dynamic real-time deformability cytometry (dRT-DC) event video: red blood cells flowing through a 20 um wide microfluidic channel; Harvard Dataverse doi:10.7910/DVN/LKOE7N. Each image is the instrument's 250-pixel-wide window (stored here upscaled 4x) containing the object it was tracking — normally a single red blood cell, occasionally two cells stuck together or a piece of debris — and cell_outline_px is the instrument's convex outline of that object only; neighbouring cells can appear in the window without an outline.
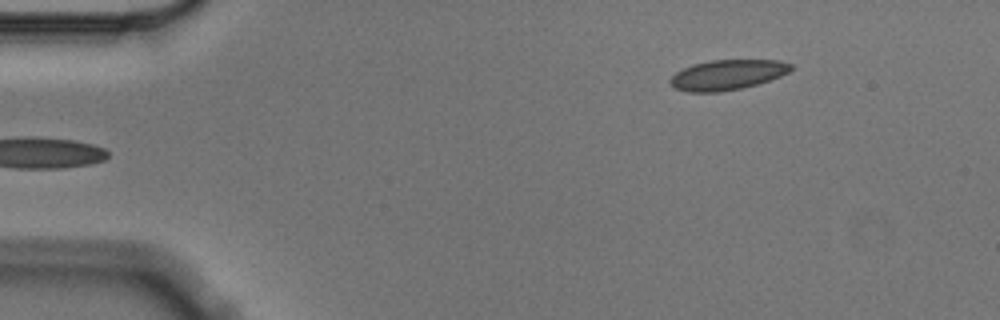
{"species": "Egyptian fruit bat (a non-hibernating species)", "species_latin": "Rousettus aegyptiacus", "temperature_condition": "cold", "stored_images_in_passage": 2, "camera_frame_rate_fps": 3000, "um_per_image_px": 0.085, "animal": {"sex": "male"}, "frame": {"image": 1, "passage_image": 2, "time_ms": 0.333, "image_size_px": [1000, 320], "cell_outline_px": [[792, 68], [788, 72], [780, 76], [756, 84], [740, 88], [720, 92], [688, 92], [676, 88], [668, 80], [676, 72], [692, 64], [712, 60], [780, 60], [792, 64]], "centroid_in_image_um": [61.82, 6.35], "position_along_channel_um": 23.2, "area_um2": 20.98}}